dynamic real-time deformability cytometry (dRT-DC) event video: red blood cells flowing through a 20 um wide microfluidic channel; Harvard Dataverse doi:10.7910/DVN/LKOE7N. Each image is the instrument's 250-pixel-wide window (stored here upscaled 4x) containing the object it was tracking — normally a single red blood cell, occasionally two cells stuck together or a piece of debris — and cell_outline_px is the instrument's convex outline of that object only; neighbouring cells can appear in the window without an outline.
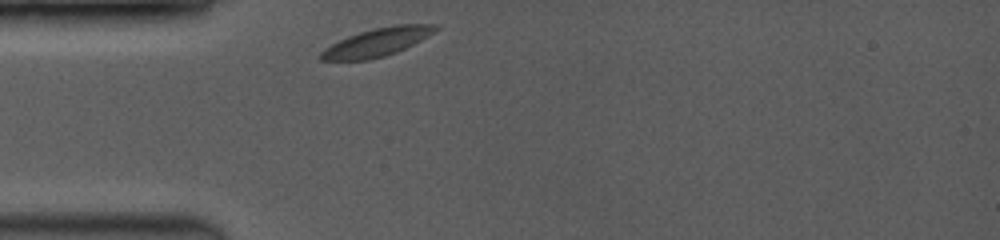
{"species": "common noctule bat (a hibernating species)", "species_latin": "Nyctalus noctula", "temperature_condition": "room temperature", "stored_images_in_passage": 4, "camera_frame_rate_fps": 3500, "um_per_image_px": 0.085, "animal": {"sex": "female", "body_mass_g": 19.0, "forearm_length_mm": 53.3}, "frame": {"image": 1, "passage_image": 1, "time_ms": 0.0, "image_size_px": [1000, 240], "cell_outline_px": [[440, 28], [428, 36], [396, 52], [384, 56], [368, 60], [320, 60], [316, 56], [324, 48], [348, 36], [372, 28], [396, 24], [436, 24]], "centroid_in_image_um": [32.03, 3.58], "position_along_channel_um": 53.0, "area_um2": 18.79}}
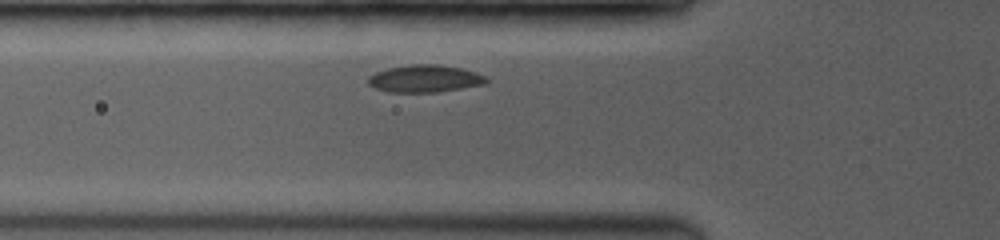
{"frame": {"image": 2, "passage_image": 4, "time_ms": 1.143, "image_size_px": [1000, 240], "cell_outline_px": [[488, 80], [484, 84], [436, 92], [388, 92], [376, 88], [368, 84], [368, 76], [376, 72], [388, 68], [412, 64], [440, 64], [460, 68], [476, 72], [484, 76]], "centroid_in_image_um": [36.08, 6.68], "position_along_channel_um": 89.7, "area_um2": 18.67}}